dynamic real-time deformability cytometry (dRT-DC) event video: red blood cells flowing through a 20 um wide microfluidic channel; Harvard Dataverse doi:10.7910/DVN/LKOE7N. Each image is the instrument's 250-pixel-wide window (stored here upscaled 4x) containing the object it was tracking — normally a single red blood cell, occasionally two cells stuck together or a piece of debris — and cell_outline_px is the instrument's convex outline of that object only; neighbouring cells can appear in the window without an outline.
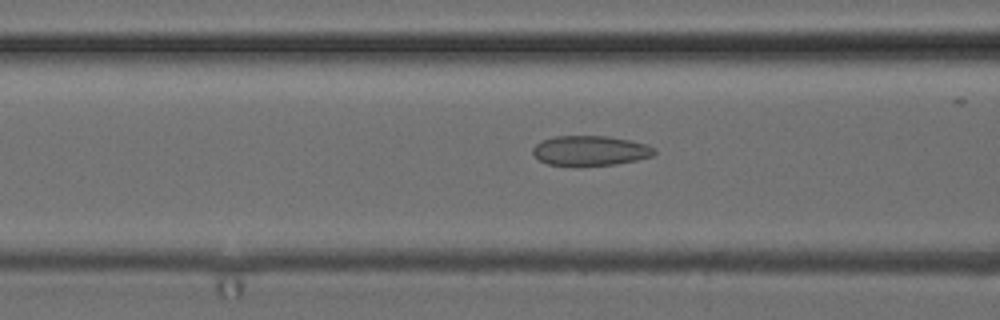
{"species": "common noctule bat (a hibernating species)", "species_latin": "Nyctalus noctula", "temperature_condition": "cold", "stored_images_in_passage": 51, "camera_frame_rate_fps": 3000, "um_per_image_px": 0.085, "animal": {"sex": "female", "body_mass_g": 24.6, "forearm_length_mm": 56.2}, "frame": {"image": 1, "passage_image": 21, "time_ms": 6.667, "image_size_px": [1000, 320], "cell_outline_px": [[656, 152], [652, 156], [636, 160], [616, 164], [580, 168], [576, 168], [548, 164], [540, 160], [532, 152], [532, 148], [540, 140], [556, 136], [608, 136], [632, 140], [648, 144], [656, 148]], "centroid_in_image_um": [50.17, 12.83], "position_along_channel_um": 116.4, "area_um2": 21.96}}
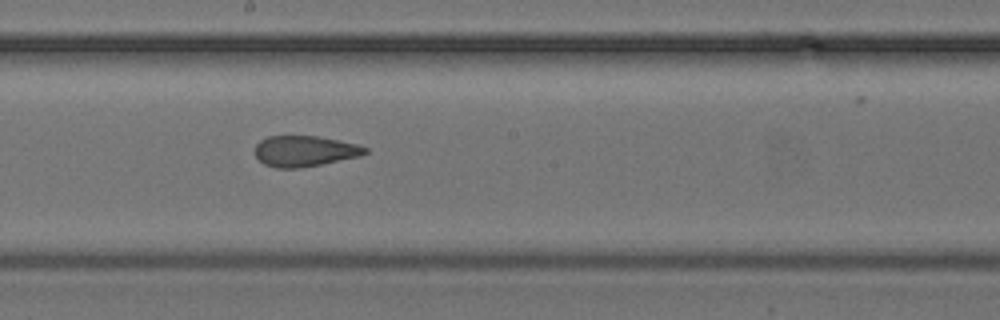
{"frame": {"image": 2, "passage_image": 29, "time_ms": 9.333, "image_size_px": [1000, 320], "cell_outline_px": [[368, 152], [360, 156], [300, 168], [276, 168], [264, 164], [256, 156], [256, 144], [260, 140], [268, 136], [316, 136], [356, 144], [368, 148]], "centroid_in_image_um": [25.88, 12.84], "position_along_channel_um": 222.3, "area_um2": 19.54}}
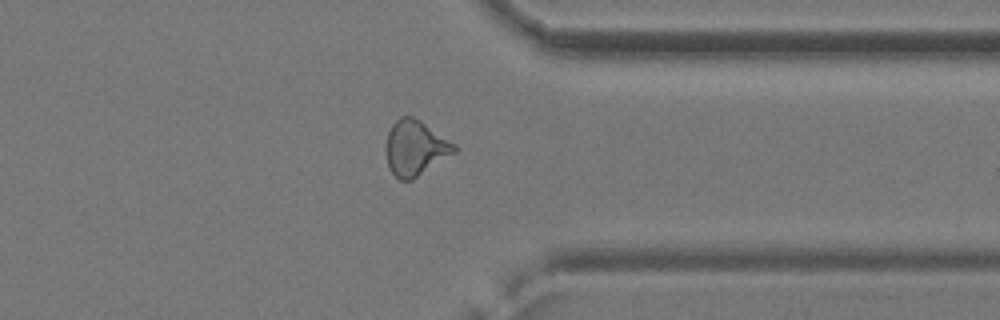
{"frame": {"image": 3, "passage_image": 41, "time_ms": 13.333, "image_size_px": [1000, 320], "cell_outline_px": [[456, 152], [412, 180], [400, 180], [388, 168], [384, 148], [388, 132], [392, 124], [400, 116], [412, 116], [420, 120], [456, 144]], "centroid_in_image_um": [35.27, 12.57], "position_along_channel_um": 376.1, "area_um2": 22.14}, "authors_computed_cell_mechanics": {"area_um2": 21.6172, "velocity_mm_per_s": 3.9588, "shape_relaxation_time_tau1_ms": null, "shape_relaxation_time_tau2_ms": 1.779, "deformation_change_tau1": null, "deformation_change_tau2": 0.0987}}